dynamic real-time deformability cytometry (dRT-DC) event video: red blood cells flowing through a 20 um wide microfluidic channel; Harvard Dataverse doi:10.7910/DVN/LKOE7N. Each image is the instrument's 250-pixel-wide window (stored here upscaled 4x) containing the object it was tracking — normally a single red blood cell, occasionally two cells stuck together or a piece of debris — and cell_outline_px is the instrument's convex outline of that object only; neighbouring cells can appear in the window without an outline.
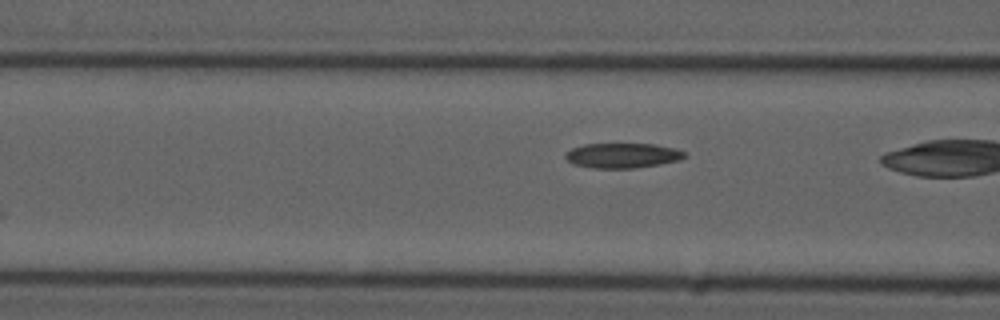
{"species": "common noctule bat (a hibernating species)", "species_latin": "Nyctalus noctula", "temperature_condition": "cold", "stored_images_in_passage": 11, "camera_frame_rate_fps": 3000, "um_per_image_px": 0.085, "animal": {"sex": "male", "forearm_length_mm": 52.5}, "frame": {"image": 1, "passage_image": 5, "time_ms": 1.333, "image_size_px": [1000, 320], "cell_outline_px": [[688, 156], [680, 160], [660, 164], [636, 168], [592, 168], [572, 164], [564, 156], [564, 152], [572, 148], [584, 144], [652, 144], [676, 148], [684, 152]], "centroid_in_image_um": [52.9, 13.22], "position_along_channel_um": 113.7, "area_um2": 17.46}}